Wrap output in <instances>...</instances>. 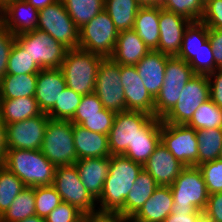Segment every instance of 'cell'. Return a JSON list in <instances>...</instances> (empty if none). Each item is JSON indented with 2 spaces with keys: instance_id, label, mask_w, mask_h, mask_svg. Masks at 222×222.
<instances>
[{
  "instance_id": "f6af8a7d",
  "label": "cell",
  "mask_w": 222,
  "mask_h": 222,
  "mask_svg": "<svg viewBox=\"0 0 222 222\" xmlns=\"http://www.w3.org/2000/svg\"><path fill=\"white\" fill-rule=\"evenodd\" d=\"M103 108V104L94 92L83 95L80 101V105L77 107L74 117L70 121L72 124L79 125L84 121V116L101 114V110Z\"/></svg>"
},
{
  "instance_id": "11a10c76",
  "label": "cell",
  "mask_w": 222,
  "mask_h": 222,
  "mask_svg": "<svg viewBox=\"0 0 222 222\" xmlns=\"http://www.w3.org/2000/svg\"><path fill=\"white\" fill-rule=\"evenodd\" d=\"M6 123L0 118V166L4 165L7 153Z\"/></svg>"
},
{
  "instance_id": "d6986e66",
  "label": "cell",
  "mask_w": 222,
  "mask_h": 222,
  "mask_svg": "<svg viewBox=\"0 0 222 222\" xmlns=\"http://www.w3.org/2000/svg\"><path fill=\"white\" fill-rule=\"evenodd\" d=\"M184 167L161 142L143 165L161 186H171Z\"/></svg>"
},
{
  "instance_id": "6125c7cd",
  "label": "cell",
  "mask_w": 222,
  "mask_h": 222,
  "mask_svg": "<svg viewBox=\"0 0 222 222\" xmlns=\"http://www.w3.org/2000/svg\"><path fill=\"white\" fill-rule=\"evenodd\" d=\"M12 0H0V3L5 6L8 2H10Z\"/></svg>"
},
{
  "instance_id": "9f6ffc18",
  "label": "cell",
  "mask_w": 222,
  "mask_h": 222,
  "mask_svg": "<svg viewBox=\"0 0 222 222\" xmlns=\"http://www.w3.org/2000/svg\"><path fill=\"white\" fill-rule=\"evenodd\" d=\"M25 1L31 4L38 11H40L47 6L54 4L58 0H25Z\"/></svg>"
},
{
  "instance_id": "7dc6e473",
  "label": "cell",
  "mask_w": 222,
  "mask_h": 222,
  "mask_svg": "<svg viewBox=\"0 0 222 222\" xmlns=\"http://www.w3.org/2000/svg\"><path fill=\"white\" fill-rule=\"evenodd\" d=\"M208 29L222 30V0H209L200 20Z\"/></svg>"
},
{
  "instance_id": "ab89813d",
  "label": "cell",
  "mask_w": 222,
  "mask_h": 222,
  "mask_svg": "<svg viewBox=\"0 0 222 222\" xmlns=\"http://www.w3.org/2000/svg\"><path fill=\"white\" fill-rule=\"evenodd\" d=\"M162 9L181 15L191 22L200 21L204 5L200 0H161Z\"/></svg>"
},
{
  "instance_id": "83f0119b",
  "label": "cell",
  "mask_w": 222,
  "mask_h": 222,
  "mask_svg": "<svg viewBox=\"0 0 222 222\" xmlns=\"http://www.w3.org/2000/svg\"><path fill=\"white\" fill-rule=\"evenodd\" d=\"M159 185L144 169L139 173L125 200V218L131 219Z\"/></svg>"
},
{
  "instance_id": "7bdbcfd3",
  "label": "cell",
  "mask_w": 222,
  "mask_h": 222,
  "mask_svg": "<svg viewBox=\"0 0 222 222\" xmlns=\"http://www.w3.org/2000/svg\"><path fill=\"white\" fill-rule=\"evenodd\" d=\"M209 195L222 192V160L205 162L198 166Z\"/></svg>"
},
{
  "instance_id": "60d3db41",
  "label": "cell",
  "mask_w": 222,
  "mask_h": 222,
  "mask_svg": "<svg viewBox=\"0 0 222 222\" xmlns=\"http://www.w3.org/2000/svg\"><path fill=\"white\" fill-rule=\"evenodd\" d=\"M35 192V214L45 218L61 202V197L52 186L34 187Z\"/></svg>"
},
{
  "instance_id": "680465c9",
  "label": "cell",
  "mask_w": 222,
  "mask_h": 222,
  "mask_svg": "<svg viewBox=\"0 0 222 222\" xmlns=\"http://www.w3.org/2000/svg\"><path fill=\"white\" fill-rule=\"evenodd\" d=\"M138 2L142 6H146V5H160L161 0H138Z\"/></svg>"
},
{
  "instance_id": "f1b7e54d",
  "label": "cell",
  "mask_w": 222,
  "mask_h": 222,
  "mask_svg": "<svg viewBox=\"0 0 222 222\" xmlns=\"http://www.w3.org/2000/svg\"><path fill=\"white\" fill-rule=\"evenodd\" d=\"M41 113L34 97L0 99V118L6 124L23 121Z\"/></svg>"
},
{
  "instance_id": "f546056e",
  "label": "cell",
  "mask_w": 222,
  "mask_h": 222,
  "mask_svg": "<svg viewBox=\"0 0 222 222\" xmlns=\"http://www.w3.org/2000/svg\"><path fill=\"white\" fill-rule=\"evenodd\" d=\"M142 5L138 0H105L108 13L118 32L133 30L136 14Z\"/></svg>"
},
{
  "instance_id": "ba28073f",
  "label": "cell",
  "mask_w": 222,
  "mask_h": 222,
  "mask_svg": "<svg viewBox=\"0 0 222 222\" xmlns=\"http://www.w3.org/2000/svg\"><path fill=\"white\" fill-rule=\"evenodd\" d=\"M16 42L41 68H60L68 50L48 33L35 29L16 35Z\"/></svg>"
},
{
  "instance_id": "94428289",
  "label": "cell",
  "mask_w": 222,
  "mask_h": 222,
  "mask_svg": "<svg viewBox=\"0 0 222 222\" xmlns=\"http://www.w3.org/2000/svg\"><path fill=\"white\" fill-rule=\"evenodd\" d=\"M0 26H4V6L0 3Z\"/></svg>"
},
{
  "instance_id": "836d02e7",
  "label": "cell",
  "mask_w": 222,
  "mask_h": 222,
  "mask_svg": "<svg viewBox=\"0 0 222 222\" xmlns=\"http://www.w3.org/2000/svg\"><path fill=\"white\" fill-rule=\"evenodd\" d=\"M35 214L34 187H25L0 217V222H19Z\"/></svg>"
},
{
  "instance_id": "8d00e7d4",
  "label": "cell",
  "mask_w": 222,
  "mask_h": 222,
  "mask_svg": "<svg viewBox=\"0 0 222 222\" xmlns=\"http://www.w3.org/2000/svg\"><path fill=\"white\" fill-rule=\"evenodd\" d=\"M25 187L19 177L0 166V217Z\"/></svg>"
},
{
  "instance_id": "ffe728a7",
  "label": "cell",
  "mask_w": 222,
  "mask_h": 222,
  "mask_svg": "<svg viewBox=\"0 0 222 222\" xmlns=\"http://www.w3.org/2000/svg\"><path fill=\"white\" fill-rule=\"evenodd\" d=\"M39 11L25 0H12L4 6V26L14 35L37 28Z\"/></svg>"
},
{
  "instance_id": "db71d44e",
  "label": "cell",
  "mask_w": 222,
  "mask_h": 222,
  "mask_svg": "<svg viewBox=\"0 0 222 222\" xmlns=\"http://www.w3.org/2000/svg\"><path fill=\"white\" fill-rule=\"evenodd\" d=\"M203 212H176L171 213L163 222H196Z\"/></svg>"
},
{
  "instance_id": "484cf974",
  "label": "cell",
  "mask_w": 222,
  "mask_h": 222,
  "mask_svg": "<svg viewBox=\"0 0 222 222\" xmlns=\"http://www.w3.org/2000/svg\"><path fill=\"white\" fill-rule=\"evenodd\" d=\"M150 50L134 30L119 32L113 54L120 65L135 66Z\"/></svg>"
},
{
  "instance_id": "e0dca14e",
  "label": "cell",
  "mask_w": 222,
  "mask_h": 222,
  "mask_svg": "<svg viewBox=\"0 0 222 222\" xmlns=\"http://www.w3.org/2000/svg\"><path fill=\"white\" fill-rule=\"evenodd\" d=\"M190 23L191 21L185 17L164 10L160 6V38L157 51L170 57L177 56L181 48L184 32Z\"/></svg>"
},
{
  "instance_id": "74e56055",
  "label": "cell",
  "mask_w": 222,
  "mask_h": 222,
  "mask_svg": "<svg viewBox=\"0 0 222 222\" xmlns=\"http://www.w3.org/2000/svg\"><path fill=\"white\" fill-rule=\"evenodd\" d=\"M40 70L28 52L15 41L8 58L7 74H38Z\"/></svg>"
},
{
  "instance_id": "8992f818",
  "label": "cell",
  "mask_w": 222,
  "mask_h": 222,
  "mask_svg": "<svg viewBox=\"0 0 222 222\" xmlns=\"http://www.w3.org/2000/svg\"><path fill=\"white\" fill-rule=\"evenodd\" d=\"M194 74L186 61L176 56L167 59L164 83L154 99V117L162 119L175 106L181 91Z\"/></svg>"
},
{
  "instance_id": "ac0fdd59",
  "label": "cell",
  "mask_w": 222,
  "mask_h": 222,
  "mask_svg": "<svg viewBox=\"0 0 222 222\" xmlns=\"http://www.w3.org/2000/svg\"><path fill=\"white\" fill-rule=\"evenodd\" d=\"M34 98L42 113L47 114L58 101L62 91L67 87L64 74L60 68L41 69L36 80Z\"/></svg>"
},
{
  "instance_id": "9a60e30c",
  "label": "cell",
  "mask_w": 222,
  "mask_h": 222,
  "mask_svg": "<svg viewBox=\"0 0 222 222\" xmlns=\"http://www.w3.org/2000/svg\"><path fill=\"white\" fill-rule=\"evenodd\" d=\"M49 117L41 113L23 121L6 124L7 149H41Z\"/></svg>"
},
{
  "instance_id": "681fc988",
  "label": "cell",
  "mask_w": 222,
  "mask_h": 222,
  "mask_svg": "<svg viewBox=\"0 0 222 222\" xmlns=\"http://www.w3.org/2000/svg\"><path fill=\"white\" fill-rule=\"evenodd\" d=\"M203 213L213 222H222V192L209 195Z\"/></svg>"
},
{
  "instance_id": "c3c4849f",
  "label": "cell",
  "mask_w": 222,
  "mask_h": 222,
  "mask_svg": "<svg viewBox=\"0 0 222 222\" xmlns=\"http://www.w3.org/2000/svg\"><path fill=\"white\" fill-rule=\"evenodd\" d=\"M16 37L5 27L0 26V81L7 74L8 58Z\"/></svg>"
},
{
  "instance_id": "30bf717a",
  "label": "cell",
  "mask_w": 222,
  "mask_h": 222,
  "mask_svg": "<svg viewBox=\"0 0 222 222\" xmlns=\"http://www.w3.org/2000/svg\"><path fill=\"white\" fill-rule=\"evenodd\" d=\"M36 29L48 33L68 50L78 48L79 29L69 16L62 0L39 11Z\"/></svg>"
},
{
  "instance_id": "f5cc1de1",
  "label": "cell",
  "mask_w": 222,
  "mask_h": 222,
  "mask_svg": "<svg viewBox=\"0 0 222 222\" xmlns=\"http://www.w3.org/2000/svg\"><path fill=\"white\" fill-rule=\"evenodd\" d=\"M87 222H130V219L125 218L119 213H90L85 214Z\"/></svg>"
},
{
  "instance_id": "4316f807",
  "label": "cell",
  "mask_w": 222,
  "mask_h": 222,
  "mask_svg": "<svg viewBox=\"0 0 222 222\" xmlns=\"http://www.w3.org/2000/svg\"><path fill=\"white\" fill-rule=\"evenodd\" d=\"M160 5L141 6L136 14L133 30L149 50H157L159 32Z\"/></svg>"
},
{
  "instance_id": "1f68e13d",
  "label": "cell",
  "mask_w": 222,
  "mask_h": 222,
  "mask_svg": "<svg viewBox=\"0 0 222 222\" xmlns=\"http://www.w3.org/2000/svg\"><path fill=\"white\" fill-rule=\"evenodd\" d=\"M208 32V27L201 21L191 22L184 32L181 48L176 57L189 63L208 40Z\"/></svg>"
},
{
  "instance_id": "6da1fadb",
  "label": "cell",
  "mask_w": 222,
  "mask_h": 222,
  "mask_svg": "<svg viewBox=\"0 0 222 222\" xmlns=\"http://www.w3.org/2000/svg\"><path fill=\"white\" fill-rule=\"evenodd\" d=\"M142 169V164L123 155H111L109 172L97 200L98 212L119 213L125 217V200Z\"/></svg>"
},
{
  "instance_id": "d6a6232c",
  "label": "cell",
  "mask_w": 222,
  "mask_h": 222,
  "mask_svg": "<svg viewBox=\"0 0 222 222\" xmlns=\"http://www.w3.org/2000/svg\"><path fill=\"white\" fill-rule=\"evenodd\" d=\"M198 166L219 159L222 149V128L196 130Z\"/></svg>"
},
{
  "instance_id": "277c9868",
  "label": "cell",
  "mask_w": 222,
  "mask_h": 222,
  "mask_svg": "<svg viewBox=\"0 0 222 222\" xmlns=\"http://www.w3.org/2000/svg\"><path fill=\"white\" fill-rule=\"evenodd\" d=\"M173 194L172 213L203 212L209 193L198 166H185L170 186Z\"/></svg>"
},
{
  "instance_id": "3957f363",
  "label": "cell",
  "mask_w": 222,
  "mask_h": 222,
  "mask_svg": "<svg viewBox=\"0 0 222 222\" xmlns=\"http://www.w3.org/2000/svg\"><path fill=\"white\" fill-rule=\"evenodd\" d=\"M103 56L77 49L66 51L60 69L62 70L67 87L80 95L95 91V81L98 68Z\"/></svg>"
},
{
  "instance_id": "5bb4252c",
  "label": "cell",
  "mask_w": 222,
  "mask_h": 222,
  "mask_svg": "<svg viewBox=\"0 0 222 222\" xmlns=\"http://www.w3.org/2000/svg\"><path fill=\"white\" fill-rule=\"evenodd\" d=\"M152 117V115L140 111L116 113L113 126L108 133L111 155H123L138 135L142 133V127Z\"/></svg>"
},
{
  "instance_id": "b9f144b4",
  "label": "cell",
  "mask_w": 222,
  "mask_h": 222,
  "mask_svg": "<svg viewBox=\"0 0 222 222\" xmlns=\"http://www.w3.org/2000/svg\"><path fill=\"white\" fill-rule=\"evenodd\" d=\"M189 65L195 74L206 76L218 69L215 65L213 49L209 39L198 50L196 57L189 62Z\"/></svg>"
},
{
  "instance_id": "4dcf8cb0",
  "label": "cell",
  "mask_w": 222,
  "mask_h": 222,
  "mask_svg": "<svg viewBox=\"0 0 222 222\" xmlns=\"http://www.w3.org/2000/svg\"><path fill=\"white\" fill-rule=\"evenodd\" d=\"M38 74H6L0 81V99L34 97Z\"/></svg>"
},
{
  "instance_id": "f907efd6",
  "label": "cell",
  "mask_w": 222,
  "mask_h": 222,
  "mask_svg": "<svg viewBox=\"0 0 222 222\" xmlns=\"http://www.w3.org/2000/svg\"><path fill=\"white\" fill-rule=\"evenodd\" d=\"M210 99L222 109V69L208 75Z\"/></svg>"
},
{
  "instance_id": "52a82bcc",
  "label": "cell",
  "mask_w": 222,
  "mask_h": 222,
  "mask_svg": "<svg viewBox=\"0 0 222 222\" xmlns=\"http://www.w3.org/2000/svg\"><path fill=\"white\" fill-rule=\"evenodd\" d=\"M118 35L112 19L103 10L79 29L78 48L110 57L114 52Z\"/></svg>"
},
{
  "instance_id": "e575fe53",
  "label": "cell",
  "mask_w": 222,
  "mask_h": 222,
  "mask_svg": "<svg viewBox=\"0 0 222 222\" xmlns=\"http://www.w3.org/2000/svg\"><path fill=\"white\" fill-rule=\"evenodd\" d=\"M69 16L80 29L104 10L105 0H62Z\"/></svg>"
},
{
  "instance_id": "be15d7a7",
  "label": "cell",
  "mask_w": 222,
  "mask_h": 222,
  "mask_svg": "<svg viewBox=\"0 0 222 222\" xmlns=\"http://www.w3.org/2000/svg\"><path fill=\"white\" fill-rule=\"evenodd\" d=\"M78 222H87V219L85 217H83L82 219H80Z\"/></svg>"
},
{
  "instance_id": "7c38bea8",
  "label": "cell",
  "mask_w": 222,
  "mask_h": 222,
  "mask_svg": "<svg viewBox=\"0 0 222 222\" xmlns=\"http://www.w3.org/2000/svg\"><path fill=\"white\" fill-rule=\"evenodd\" d=\"M180 94L175 106L161 121L186 125L199 106L210 99L208 76L194 74Z\"/></svg>"
},
{
  "instance_id": "7402d4cb",
  "label": "cell",
  "mask_w": 222,
  "mask_h": 222,
  "mask_svg": "<svg viewBox=\"0 0 222 222\" xmlns=\"http://www.w3.org/2000/svg\"><path fill=\"white\" fill-rule=\"evenodd\" d=\"M109 165L110 157L80 159L75 163L81 182L96 201L101 196Z\"/></svg>"
},
{
  "instance_id": "ee69618b",
  "label": "cell",
  "mask_w": 222,
  "mask_h": 222,
  "mask_svg": "<svg viewBox=\"0 0 222 222\" xmlns=\"http://www.w3.org/2000/svg\"><path fill=\"white\" fill-rule=\"evenodd\" d=\"M116 113L103 108L101 114L84 116V121L79 125L93 132L108 135L114 122Z\"/></svg>"
},
{
  "instance_id": "91938a15",
  "label": "cell",
  "mask_w": 222,
  "mask_h": 222,
  "mask_svg": "<svg viewBox=\"0 0 222 222\" xmlns=\"http://www.w3.org/2000/svg\"><path fill=\"white\" fill-rule=\"evenodd\" d=\"M196 222H213L209 217L202 213L196 220Z\"/></svg>"
},
{
  "instance_id": "603a6c76",
  "label": "cell",
  "mask_w": 222,
  "mask_h": 222,
  "mask_svg": "<svg viewBox=\"0 0 222 222\" xmlns=\"http://www.w3.org/2000/svg\"><path fill=\"white\" fill-rule=\"evenodd\" d=\"M173 201L170 186L159 185L130 222H163L172 213Z\"/></svg>"
},
{
  "instance_id": "f35d334b",
  "label": "cell",
  "mask_w": 222,
  "mask_h": 222,
  "mask_svg": "<svg viewBox=\"0 0 222 222\" xmlns=\"http://www.w3.org/2000/svg\"><path fill=\"white\" fill-rule=\"evenodd\" d=\"M81 98L82 95L66 87L54 107L47 113V116L51 119L70 121L80 105Z\"/></svg>"
},
{
  "instance_id": "7a4b0ae2",
  "label": "cell",
  "mask_w": 222,
  "mask_h": 222,
  "mask_svg": "<svg viewBox=\"0 0 222 222\" xmlns=\"http://www.w3.org/2000/svg\"><path fill=\"white\" fill-rule=\"evenodd\" d=\"M27 187L53 184L56 166L41 150L7 149L4 165Z\"/></svg>"
},
{
  "instance_id": "8fae6325",
  "label": "cell",
  "mask_w": 222,
  "mask_h": 222,
  "mask_svg": "<svg viewBox=\"0 0 222 222\" xmlns=\"http://www.w3.org/2000/svg\"><path fill=\"white\" fill-rule=\"evenodd\" d=\"M94 93L103 107L115 113L126 111V100L120 77V64L103 57L95 81Z\"/></svg>"
},
{
  "instance_id": "2e32d148",
  "label": "cell",
  "mask_w": 222,
  "mask_h": 222,
  "mask_svg": "<svg viewBox=\"0 0 222 222\" xmlns=\"http://www.w3.org/2000/svg\"><path fill=\"white\" fill-rule=\"evenodd\" d=\"M120 77L126 111H140L154 116V98L149 94L135 66L120 65Z\"/></svg>"
},
{
  "instance_id": "9c48e42d",
  "label": "cell",
  "mask_w": 222,
  "mask_h": 222,
  "mask_svg": "<svg viewBox=\"0 0 222 222\" xmlns=\"http://www.w3.org/2000/svg\"><path fill=\"white\" fill-rule=\"evenodd\" d=\"M52 186L57 190L63 202L76 207L84 215L98 212L97 201L81 182L75 164L57 166Z\"/></svg>"
},
{
  "instance_id": "e7e4bbea",
  "label": "cell",
  "mask_w": 222,
  "mask_h": 222,
  "mask_svg": "<svg viewBox=\"0 0 222 222\" xmlns=\"http://www.w3.org/2000/svg\"><path fill=\"white\" fill-rule=\"evenodd\" d=\"M209 0H200V2L205 5Z\"/></svg>"
},
{
  "instance_id": "816d5d0a",
  "label": "cell",
  "mask_w": 222,
  "mask_h": 222,
  "mask_svg": "<svg viewBox=\"0 0 222 222\" xmlns=\"http://www.w3.org/2000/svg\"><path fill=\"white\" fill-rule=\"evenodd\" d=\"M208 39L212 45L215 65L222 69V30L209 29Z\"/></svg>"
},
{
  "instance_id": "6f0895ef",
  "label": "cell",
  "mask_w": 222,
  "mask_h": 222,
  "mask_svg": "<svg viewBox=\"0 0 222 222\" xmlns=\"http://www.w3.org/2000/svg\"><path fill=\"white\" fill-rule=\"evenodd\" d=\"M19 222H46L45 218L34 215L32 217H28Z\"/></svg>"
},
{
  "instance_id": "4fadbf2b",
  "label": "cell",
  "mask_w": 222,
  "mask_h": 222,
  "mask_svg": "<svg viewBox=\"0 0 222 222\" xmlns=\"http://www.w3.org/2000/svg\"><path fill=\"white\" fill-rule=\"evenodd\" d=\"M161 143L184 166H198L196 130L184 124L161 122Z\"/></svg>"
},
{
  "instance_id": "03108f58",
  "label": "cell",
  "mask_w": 222,
  "mask_h": 222,
  "mask_svg": "<svg viewBox=\"0 0 222 222\" xmlns=\"http://www.w3.org/2000/svg\"><path fill=\"white\" fill-rule=\"evenodd\" d=\"M219 159H221V160H222V149H221V152H220Z\"/></svg>"
},
{
  "instance_id": "d4e9b609",
  "label": "cell",
  "mask_w": 222,
  "mask_h": 222,
  "mask_svg": "<svg viewBox=\"0 0 222 222\" xmlns=\"http://www.w3.org/2000/svg\"><path fill=\"white\" fill-rule=\"evenodd\" d=\"M72 130L78 160L111 156L108 135L90 131L77 124H73Z\"/></svg>"
},
{
  "instance_id": "cb8c5ba5",
  "label": "cell",
  "mask_w": 222,
  "mask_h": 222,
  "mask_svg": "<svg viewBox=\"0 0 222 222\" xmlns=\"http://www.w3.org/2000/svg\"><path fill=\"white\" fill-rule=\"evenodd\" d=\"M161 119L152 117L123 156L144 165L161 142Z\"/></svg>"
},
{
  "instance_id": "44dd1931",
  "label": "cell",
  "mask_w": 222,
  "mask_h": 222,
  "mask_svg": "<svg viewBox=\"0 0 222 222\" xmlns=\"http://www.w3.org/2000/svg\"><path fill=\"white\" fill-rule=\"evenodd\" d=\"M170 56L157 50H150L136 65L138 75L145 88L155 99L164 83L167 59Z\"/></svg>"
},
{
  "instance_id": "5b68a950",
  "label": "cell",
  "mask_w": 222,
  "mask_h": 222,
  "mask_svg": "<svg viewBox=\"0 0 222 222\" xmlns=\"http://www.w3.org/2000/svg\"><path fill=\"white\" fill-rule=\"evenodd\" d=\"M72 126L68 120L49 118L47 123L40 150L56 167L74 165L78 161Z\"/></svg>"
},
{
  "instance_id": "d590c367",
  "label": "cell",
  "mask_w": 222,
  "mask_h": 222,
  "mask_svg": "<svg viewBox=\"0 0 222 222\" xmlns=\"http://www.w3.org/2000/svg\"><path fill=\"white\" fill-rule=\"evenodd\" d=\"M186 125L195 130L222 128V109L209 99L199 106Z\"/></svg>"
},
{
  "instance_id": "bcb514c9",
  "label": "cell",
  "mask_w": 222,
  "mask_h": 222,
  "mask_svg": "<svg viewBox=\"0 0 222 222\" xmlns=\"http://www.w3.org/2000/svg\"><path fill=\"white\" fill-rule=\"evenodd\" d=\"M84 217V214L76 207L61 202L46 217V222H78Z\"/></svg>"
}]
</instances>
